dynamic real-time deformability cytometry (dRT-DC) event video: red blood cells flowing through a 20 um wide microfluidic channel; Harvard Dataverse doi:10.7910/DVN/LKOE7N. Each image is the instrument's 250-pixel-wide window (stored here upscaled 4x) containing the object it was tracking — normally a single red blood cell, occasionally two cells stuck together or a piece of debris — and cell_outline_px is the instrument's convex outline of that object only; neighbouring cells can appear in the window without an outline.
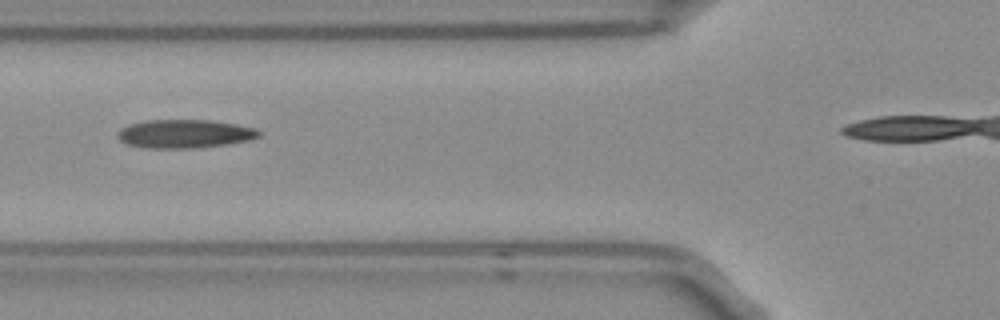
{"species": "Egyptian fruit bat (a non-hibernating species)", "species_latin": "Rousettus aegyptiacus", "temperature_condition": "room temperature", "stored_images_in_passage": 6, "camera_frame_rate_fps": 3000, "um_per_image_px": 0.085, "frame": {"image": 1, "passage_image": 2, "time_ms": 0.333, "image_size_px": [1000, 320], "cell_outline_px": [[260, 136], [252, 140], [228, 144], [196, 148], [148, 148], [128, 144], [120, 140], [116, 136], [120, 128], [128, 124], [148, 120], [212, 120], [236, 124], [256, 128], [260, 132]], "centroid_in_image_um": [15.71, 11.37], "position_along_channel_um": 110.1, "area_um2": 23.64}}